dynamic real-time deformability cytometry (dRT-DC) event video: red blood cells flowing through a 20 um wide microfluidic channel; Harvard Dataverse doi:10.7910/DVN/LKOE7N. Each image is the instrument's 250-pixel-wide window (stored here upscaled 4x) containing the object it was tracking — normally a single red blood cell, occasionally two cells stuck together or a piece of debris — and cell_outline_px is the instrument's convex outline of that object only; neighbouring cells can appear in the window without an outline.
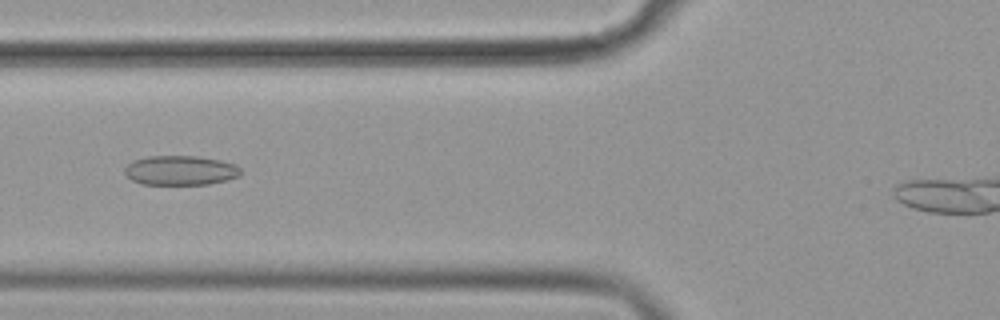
{"species": "common noctule bat (a hibernating species)", "species_latin": "Nyctalus noctula", "temperature_condition": "cold", "stored_images_in_passage": 50, "camera_frame_rate_fps": 3000, "um_per_image_px": 0.085, "animal": {"sex": "female", "body_mass_g": 19.9}, "frame": {"image": 1, "passage_image": 22, "time_ms": 7.0, "image_size_px": [1000, 320], "cell_outline_px": [[240, 176], [208, 184], [140, 184], [132, 180], [124, 172], [124, 168], [132, 160], [148, 156], [196, 156], [220, 160], [236, 164], [240, 168]], "centroid_in_image_um": [15.31, 14.47], "position_along_channel_um": 110.5, "area_um2": 19.94}}
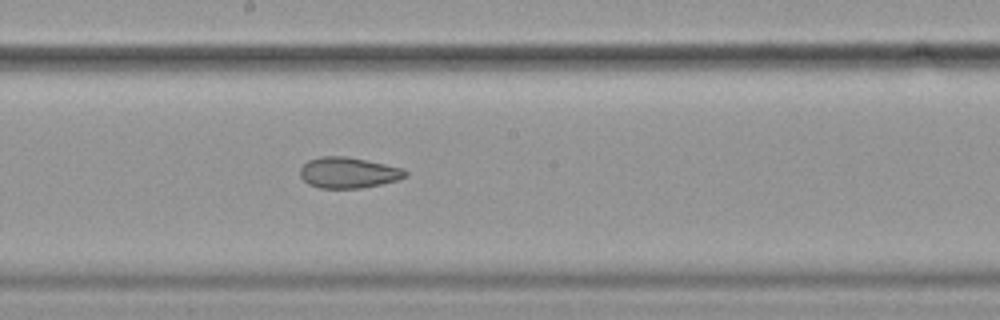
{"frame": {"image": 2, "passage_image": 31, "time_ms": 10.0, "image_size_px": [1000, 320], "cell_outline_px": [[408, 176], [396, 180], [380, 184], [360, 188], [320, 188], [308, 184], [300, 176], [300, 168], [308, 160], [320, 156], [344, 156], [404, 168], [408, 172]], "centroid_in_image_um": [29.6, 14.67], "position_along_channel_um": 218.6, "area_um2": 18.84}}
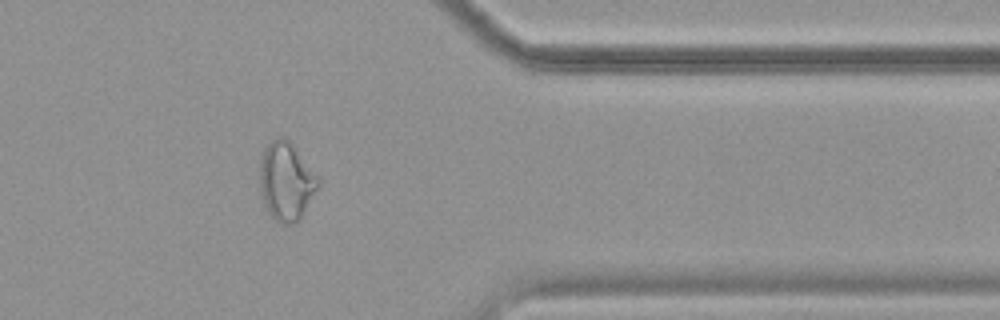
{"frame": {"image": 3, "passage_image": 46, "time_ms": 15.0, "image_size_px": [1000, 320], "cell_outline_px": [[320, 184], [300, 220], [292, 224], [284, 224], [276, 220], [268, 212], [260, 196], [260, 152], [272, 140], [280, 136], [288, 140], [292, 144], [320, 180]], "centroid_in_image_um": [24.3, 15.42], "position_along_channel_um": 387.1, "area_um2": 26.59}}